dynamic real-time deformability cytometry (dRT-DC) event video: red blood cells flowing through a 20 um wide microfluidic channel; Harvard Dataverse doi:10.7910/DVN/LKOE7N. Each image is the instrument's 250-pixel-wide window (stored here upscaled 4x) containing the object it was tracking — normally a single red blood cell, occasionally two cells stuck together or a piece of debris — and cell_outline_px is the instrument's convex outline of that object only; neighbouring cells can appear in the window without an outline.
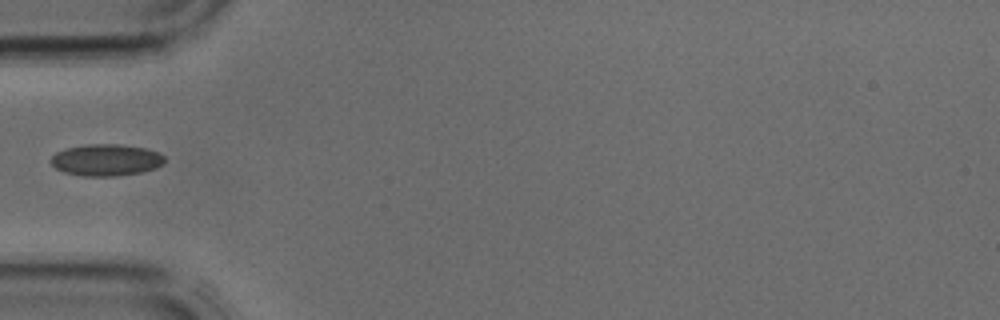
{"species": "common noctule bat (a hibernating species)", "species_latin": "Nyctalus noctula", "temperature_condition": "cold", "stored_images_in_passage": 3, "camera_frame_rate_fps": 3000, "um_per_image_px": 0.085, "animal": {"sex": "male", "body_mass_g": 17.9, "forearm_length_mm": 54.2}, "frame": {"image": 1, "passage_image": 3, "time_ms": 0.667, "image_size_px": [1000, 320], "cell_outline_px": [[164, 164], [156, 168], [140, 172], [116, 176], [84, 176], [64, 172], [56, 168], [48, 160], [56, 152], [64, 148], [84, 144], [120, 144], [144, 148], [156, 152], [164, 156]], "centroid_in_image_um": [8.98, 13.59], "position_along_channel_um": 76.0, "area_um2": 21.1}}